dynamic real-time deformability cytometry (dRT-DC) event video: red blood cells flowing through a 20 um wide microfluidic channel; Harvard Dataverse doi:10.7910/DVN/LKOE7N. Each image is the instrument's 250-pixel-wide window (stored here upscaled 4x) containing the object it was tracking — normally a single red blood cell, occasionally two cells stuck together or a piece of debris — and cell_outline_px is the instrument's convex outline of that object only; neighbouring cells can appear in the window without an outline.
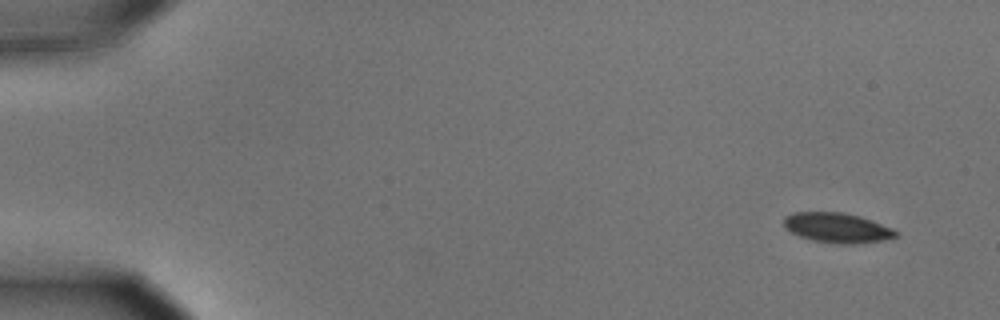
{"species": "common noctule bat (a hibernating species)", "species_latin": "Nyctalus noctula", "temperature_condition": "cold", "stored_images_in_passage": 4, "camera_frame_rate_fps": 3000, "um_per_image_px": 0.085, "animal": {"sex": "male", "body_mass_g": 15.6}, "frame": {"image": 1, "passage_image": 1, "time_ms": 0.0, "image_size_px": [1000, 320], "cell_outline_px": [[900, 232], [896, 236], [880, 240], [852, 244], [840, 244], [812, 240], [800, 236], [784, 228], [784, 216], [792, 212], [844, 212], [860, 216], [892, 228]], "centroid_in_image_um": [71.13, 19.35], "position_along_channel_um": 13.9, "area_um2": 19.42}}
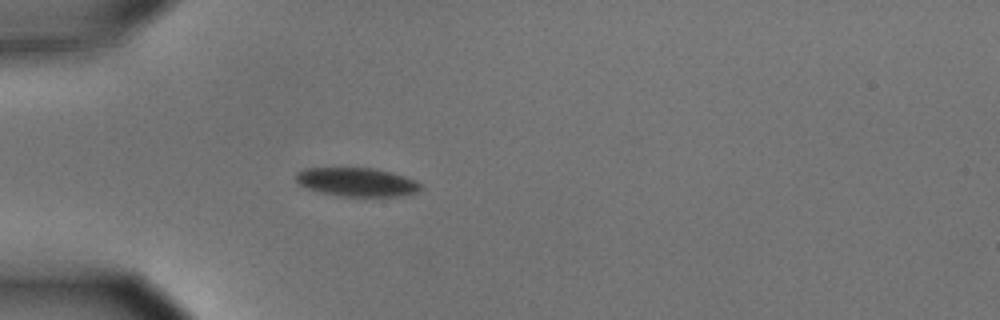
{"frame": {"image": 2, "passage_image": 4, "time_ms": 1.0, "image_size_px": [1000, 320], "cell_outline_px": [[424, 188], [416, 192], [404, 196], [340, 196], [320, 192], [308, 188], [300, 184], [296, 180], [296, 172], [304, 168], [372, 168], [392, 172], [416, 180]], "centroid_in_image_um": [30.36, 15.47], "position_along_channel_um": 54.6, "area_um2": 20.87}}